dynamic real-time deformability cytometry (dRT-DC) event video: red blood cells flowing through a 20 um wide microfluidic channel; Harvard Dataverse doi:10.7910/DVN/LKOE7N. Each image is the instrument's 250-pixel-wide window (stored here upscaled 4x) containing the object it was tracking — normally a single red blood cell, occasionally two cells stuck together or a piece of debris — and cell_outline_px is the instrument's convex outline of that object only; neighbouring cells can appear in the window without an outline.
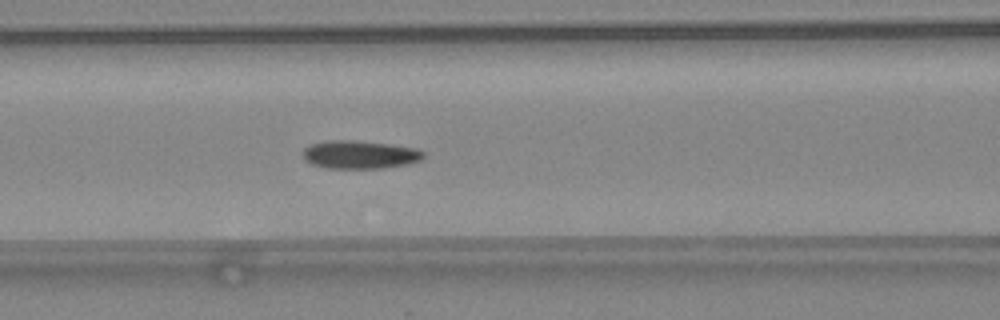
{"species": "common noctule bat (a hibernating species)", "species_latin": "Nyctalus noctula", "temperature_condition": "warm", "stored_images_in_passage": 33, "camera_frame_rate_fps": 3000, "um_per_image_px": 0.085, "animal": {"sex": "female", "body_mass_g": 24.6, "forearm_length_mm": 56.2}, "frame": {"image": 1, "passage_image": 7, "time_ms": 2.0, "image_size_px": [1000, 320], "cell_outline_px": [[424, 156], [420, 160], [408, 164], [384, 168], [328, 168], [312, 164], [304, 160], [304, 148], [308, 144], [328, 140], [352, 140], [388, 144], [416, 148], [424, 152]], "centroid_in_image_um": [30.56, 13.14], "position_along_channel_um": 136.0, "area_um2": 19.77}}
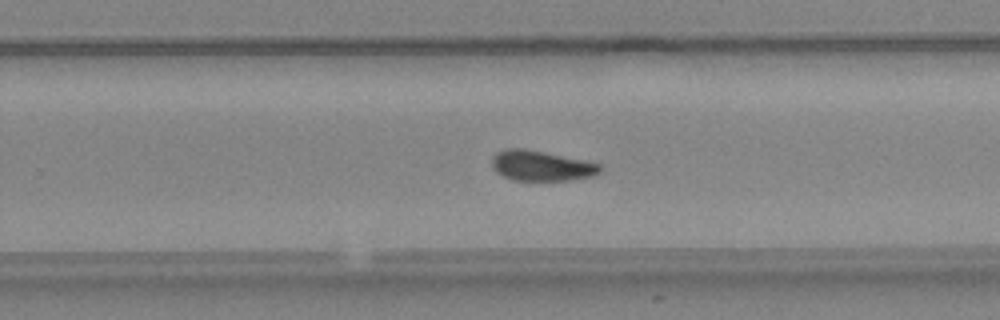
{"frame": {"image": 2, "passage_image": 17, "time_ms": 5.333, "image_size_px": [1000, 320], "cell_outline_px": [[604, 172], [592, 176], [572, 180], [512, 180], [496, 172], [492, 168], [492, 156], [496, 152], [504, 148], [524, 148], [584, 160], [600, 164], [604, 168]], "centroid_in_image_um": [46.02, 14.09], "position_along_channel_um": 283.8, "area_um2": 19.31}}
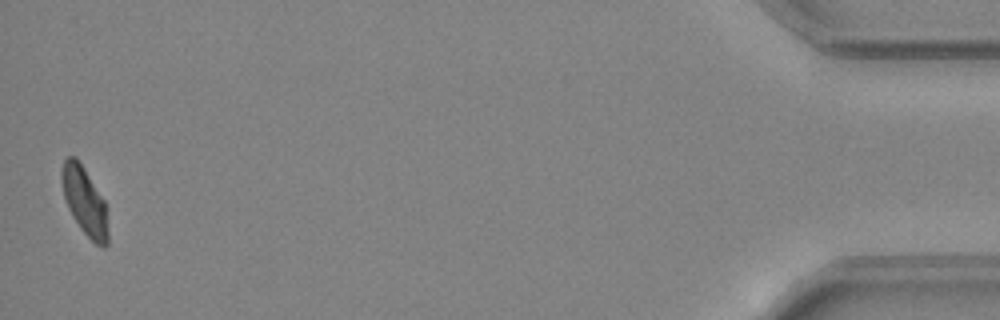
{"frame": {"image": 3, "passage_image": 33, "time_ms": 10.667, "image_size_px": [1000, 320], "cell_outline_px": [[108, 244], [104, 248], [96, 244], [80, 228], [72, 216], [68, 208], [64, 196], [60, 180], [60, 172], [64, 160], [68, 156], [76, 156], [84, 168], [104, 200], [108, 232]], "centroid_in_image_um": [7.16, 17.08], "position_along_channel_um": 428.0, "area_um2": 18.26}, "authors_computed_cell_mechanics": {"area_um2": 19.3052, "velocity_mm_per_s": 4.4458, "shape_relaxation_time_tau1_ms": 4.3787, "shape_relaxation_time_tau2_ms": 4.8633, "deformation_change_tau1": 0.1365, "deformation_change_tau2": 0.1265}}